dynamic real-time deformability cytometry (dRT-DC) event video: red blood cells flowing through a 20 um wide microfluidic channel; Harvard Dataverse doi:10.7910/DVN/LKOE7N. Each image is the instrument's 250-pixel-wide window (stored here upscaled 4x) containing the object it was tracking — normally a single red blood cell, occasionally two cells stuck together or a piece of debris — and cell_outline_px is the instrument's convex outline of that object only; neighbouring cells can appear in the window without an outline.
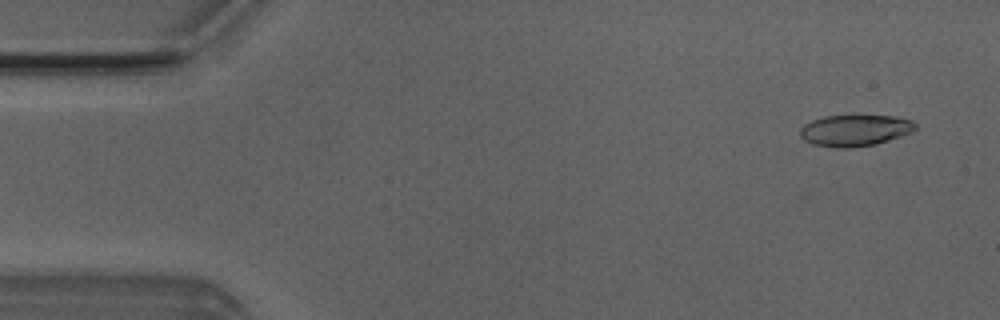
{"species": "Egyptian fruit bat (a non-hibernating species)", "species_latin": "Rousettus aegyptiacus", "temperature_condition": "room temperature", "stored_images_in_passage": 4, "camera_frame_rate_fps": 3000, "um_per_image_px": 0.085, "animal": {"sex": "male"}, "frame": {"image": 1, "passage_image": 1, "time_ms": 0.0, "image_size_px": [1000, 320], "cell_outline_px": [[916, 128], [912, 132], [876, 144], [852, 148], [836, 148], [816, 144], [804, 140], [800, 136], [800, 128], [804, 124], [812, 120], [824, 116], [896, 116], [912, 120], [916, 124]], "centroid_in_image_um": [72.67, 11.08], "position_along_channel_um": 12.3, "area_um2": 21.04}}